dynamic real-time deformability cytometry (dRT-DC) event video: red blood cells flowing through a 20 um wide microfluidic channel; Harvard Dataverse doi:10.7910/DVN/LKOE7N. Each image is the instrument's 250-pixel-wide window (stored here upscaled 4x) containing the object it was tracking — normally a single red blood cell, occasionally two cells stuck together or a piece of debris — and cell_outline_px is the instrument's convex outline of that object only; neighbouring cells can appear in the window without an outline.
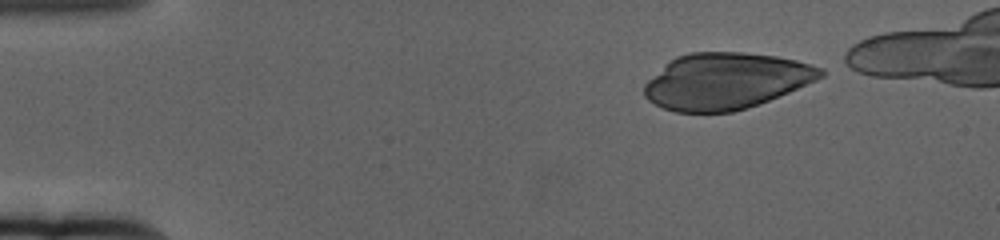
{"species": "human", "species_latin": "Homo sapiens", "temperature_condition": "cold", "stored_images_in_passage": 48, "camera_frame_rate_fps": 3000, "um_per_image_px": 0.085, "donor": {"sex": "female"}, "frame": {"image": 1, "passage_image": 1, "time_ms": 0.0, "image_size_px": [1000, 240], "cell_outline_px": [[824, 76], [816, 80], [788, 92], [768, 100], [732, 112], [676, 112], [664, 108], [648, 100], [644, 96], [644, 84], [648, 80], [676, 56], [688, 52], [744, 52], [776, 56], [796, 60], [824, 68]], "centroid_in_image_um": [61.7, 6.87], "position_along_channel_um": 23.3, "area_um2": 57.4}}